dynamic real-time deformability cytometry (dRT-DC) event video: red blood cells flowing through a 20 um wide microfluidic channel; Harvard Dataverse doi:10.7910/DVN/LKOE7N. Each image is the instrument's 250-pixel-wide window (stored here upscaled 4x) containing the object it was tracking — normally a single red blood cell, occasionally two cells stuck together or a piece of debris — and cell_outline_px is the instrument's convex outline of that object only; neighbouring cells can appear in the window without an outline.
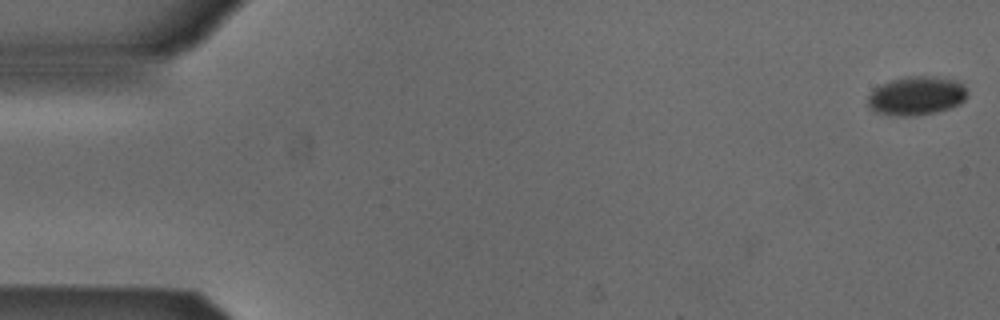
{"species": "Egyptian fruit bat (a non-hibernating species)", "species_latin": "Rousettus aegyptiacus", "temperature_condition": "cold", "stored_images_in_passage": 49, "camera_frame_rate_fps": 3000, "um_per_image_px": 0.085, "animal": {"sex": "male"}, "frame": {"image": 1, "passage_image": 1, "time_ms": 0.0, "image_size_px": [1000, 320], "cell_outline_px": [[968, 96], [960, 104], [936, 112], [912, 116], [900, 116], [876, 112], [868, 104], [868, 96], [876, 88], [892, 80], [908, 76], [928, 76], [952, 80], [960, 84], [968, 92]], "centroid_in_image_um": [77.91, 8.16], "position_along_channel_um": 7.1, "area_um2": 21.96}}
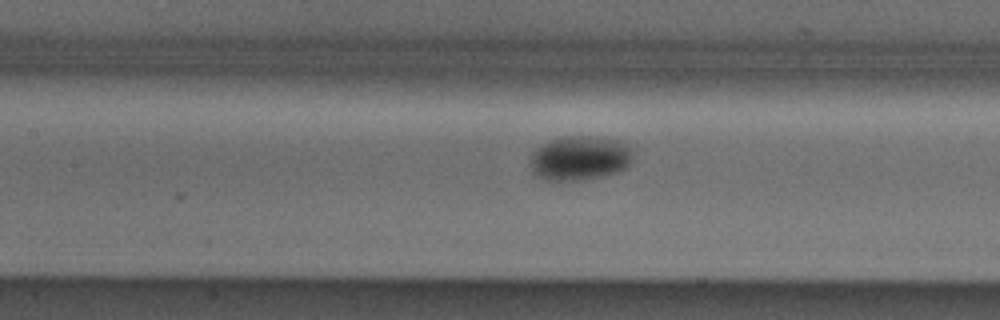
{"frame": {"image": 2, "passage_image": 24, "time_ms": 7.667, "image_size_px": [1000, 320], "cell_outline_px": [[632, 156], [628, 164], [624, 168], [616, 172], [604, 176], [584, 180], [544, 180], [536, 176], [532, 172], [528, 164], [528, 160], [532, 152], [536, 148], [552, 140], [564, 136], [596, 136], [620, 140], [628, 144], [632, 152]], "centroid_in_image_um": [49.24, 13.44], "position_along_channel_um": 158.2, "area_um2": 26.93}}
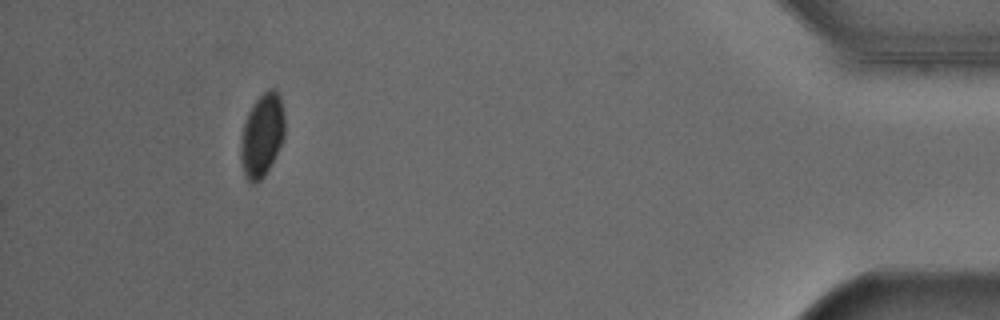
{"frame": {"image": 3, "passage_image": 49, "time_ms": 16.0, "image_size_px": [1000, 320], "cell_outline_px": [[284, 136], [264, 176], [256, 184], [252, 184], [248, 180], [244, 172], [240, 160], [240, 144], [244, 124], [248, 112], [252, 104], [268, 88], [276, 88], [280, 96], [284, 112]], "centroid_in_image_um": [22.26, 11.46], "position_along_channel_um": 412.9, "area_um2": 21.15}}